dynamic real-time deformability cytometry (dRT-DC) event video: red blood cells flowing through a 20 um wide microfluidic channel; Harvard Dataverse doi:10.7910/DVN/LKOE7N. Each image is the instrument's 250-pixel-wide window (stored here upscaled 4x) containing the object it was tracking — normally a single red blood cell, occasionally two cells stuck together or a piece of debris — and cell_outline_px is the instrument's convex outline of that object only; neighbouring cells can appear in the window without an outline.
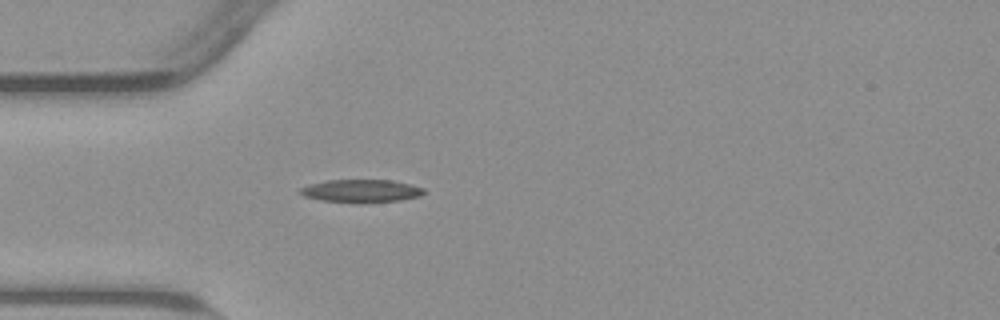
{"species": "common noctule bat (a hibernating species)", "species_latin": "Nyctalus noctula", "temperature_condition": "warm", "stored_images_in_passage": 39, "camera_frame_rate_fps": 3000, "um_per_image_px": 0.085, "animal": {"sex": "male", "body_mass_g": 23.1, "forearm_length_mm": 52.7}, "frame": {"image": 1, "passage_image": 1, "time_ms": 0.0, "image_size_px": [1000, 320], "cell_outline_px": [[428, 192], [420, 196], [400, 200], [364, 204], [320, 200], [304, 196], [300, 192], [300, 188], [308, 184], [328, 180], [392, 180], [424, 188]], "centroid_in_image_um": [30.72, 16.24], "position_along_channel_um": 54.3, "area_um2": 16.76}}
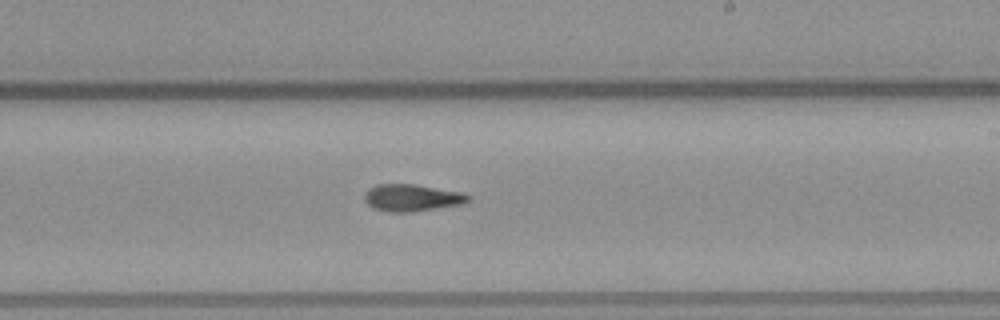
{"frame": {"image": 2, "passage_image": 17, "time_ms": 5.333, "image_size_px": [1000, 320], "cell_outline_px": [[472, 196], [468, 200], [460, 204], [412, 212], [388, 212], [372, 208], [364, 200], [364, 196], [368, 188], [376, 184], [412, 184], [464, 192]], "centroid_in_image_um": [34.98, 16.8], "position_along_channel_um": 254.0, "area_um2": 16.36}}
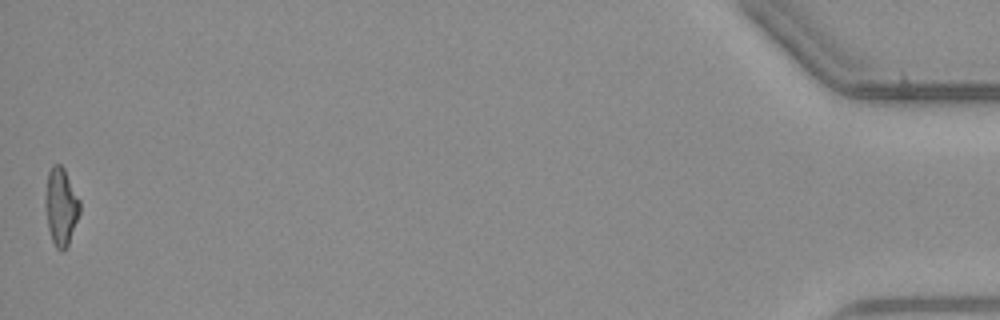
{"frame": {"image": 3, "passage_image": 39, "time_ms": 12.667, "image_size_px": [1000, 320], "cell_outline_px": [[80, 212], [68, 244], [64, 252], [56, 248], [52, 240], [48, 228], [44, 204], [44, 200], [48, 172], [52, 164], [60, 164], [64, 168], [80, 200]], "centroid_in_image_um": [5.17, 17.54], "position_along_channel_um": 430.0, "area_um2": 15.66}, "authors_computed_cell_mechanics": {"area_um2": 15.895, "velocity_mm_per_s": 3.8375, "shape_relaxation_time_tau1_ms": null, "shape_relaxation_time_tau2_ms": 8.7688, "deformation_change_tau1": null, "deformation_change_tau2": 0.2187}}